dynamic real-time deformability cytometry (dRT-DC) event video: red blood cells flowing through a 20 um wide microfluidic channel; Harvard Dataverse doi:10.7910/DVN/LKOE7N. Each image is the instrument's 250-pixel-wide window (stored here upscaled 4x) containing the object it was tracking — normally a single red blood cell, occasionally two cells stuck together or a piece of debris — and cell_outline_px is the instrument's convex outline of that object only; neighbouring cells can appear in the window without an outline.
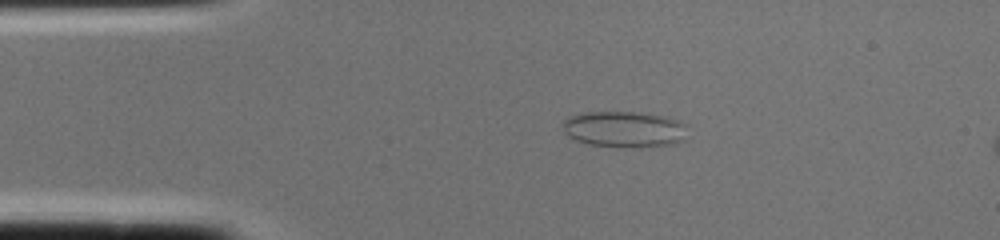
{"species": "common noctule bat (a hibernating species)", "species_latin": "Nyctalus noctula", "temperature_condition": "cold", "stored_images_in_passage": 2, "camera_frame_rate_fps": 3000, "um_per_image_px": 0.085, "animal": {"sex": "female", "body_mass_g": 22.0, "forearm_length_mm": 56.7}, "frame": {"image": 1, "passage_image": 1, "time_ms": 0.0, "image_size_px": [1000, 240], "cell_outline_px": [[688, 124], [680, 140], [672, 144], [640, 148], [620, 148], [588, 144], [576, 140], [568, 136], [564, 132], [564, 120], [568, 116], [584, 112], [636, 112], [668, 116], [680, 120]], "centroid_in_image_um": [53.06, 10.99], "position_along_channel_um": 31.9, "area_um2": 26.59}}